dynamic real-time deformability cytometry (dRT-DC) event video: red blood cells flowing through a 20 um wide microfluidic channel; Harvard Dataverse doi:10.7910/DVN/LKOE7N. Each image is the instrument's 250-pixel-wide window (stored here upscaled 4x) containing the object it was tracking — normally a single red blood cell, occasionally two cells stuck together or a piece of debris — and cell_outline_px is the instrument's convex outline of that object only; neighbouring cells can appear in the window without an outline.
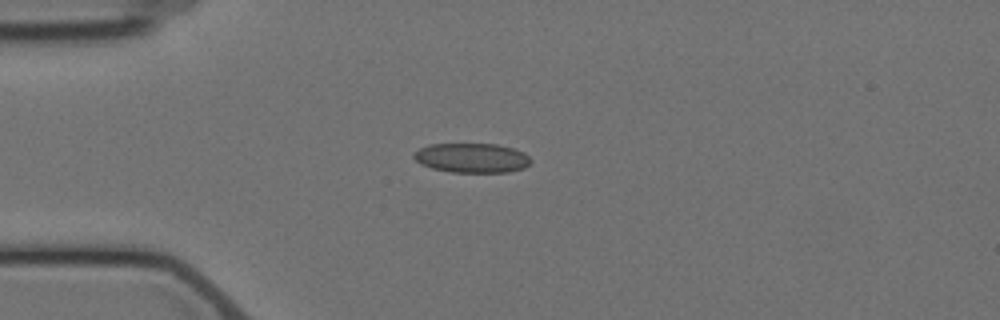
{"species": "Egyptian fruit bat (a non-hibernating species)", "species_latin": "Rousettus aegyptiacus", "temperature_condition": "cold", "stored_images_in_passage": 3, "camera_frame_rate_fps": 3000, "um_per_image_px": 0.085, "animal": {"sex": "female"}, "frame": {"image": 1, "passage_image": 1, "time_ms": 0.0, "image_size_px": [1000, 320], "cell_outline_px": [[532, 160], [524, 168], [508, 172], [452, 172], [432, 168], [420, 164], [412, 156], [420, 148], [428, 144], [496, 144], [512, 148], [524, 152]], "centroid_in_image_um": [40.11, 13.42], "position_along_channel_um": 44.9, "area_um2": 20.06}}
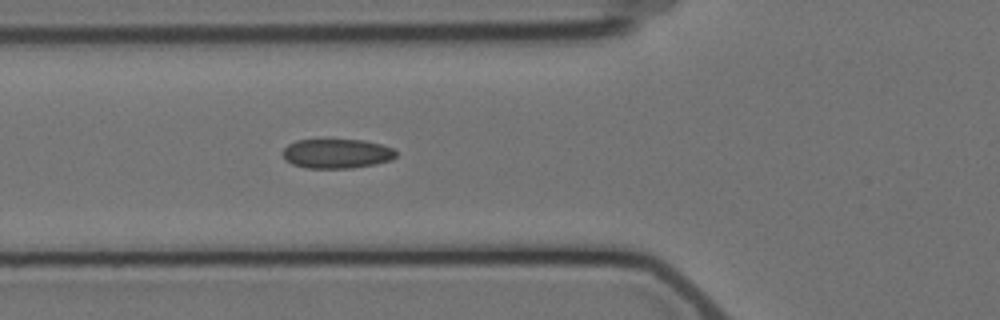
{"frame": {"image": 2, "passage_image": 3, "time_ms": 2.0, "image_size_px": [1000, 320], "cell_outline_px": [[396, 156], [392, 160], [376, 164], [352, 168], [308, 168], [292, 164], [284, 160], [280, 152], [288, 144], [296, 140], [364, 140], [380, 144], [392, 148], [396, 152]], "centroid_in_image_um": [28.59, 13.06], "position_along_channel_um": 97.2, "area_um2": 19.59}}